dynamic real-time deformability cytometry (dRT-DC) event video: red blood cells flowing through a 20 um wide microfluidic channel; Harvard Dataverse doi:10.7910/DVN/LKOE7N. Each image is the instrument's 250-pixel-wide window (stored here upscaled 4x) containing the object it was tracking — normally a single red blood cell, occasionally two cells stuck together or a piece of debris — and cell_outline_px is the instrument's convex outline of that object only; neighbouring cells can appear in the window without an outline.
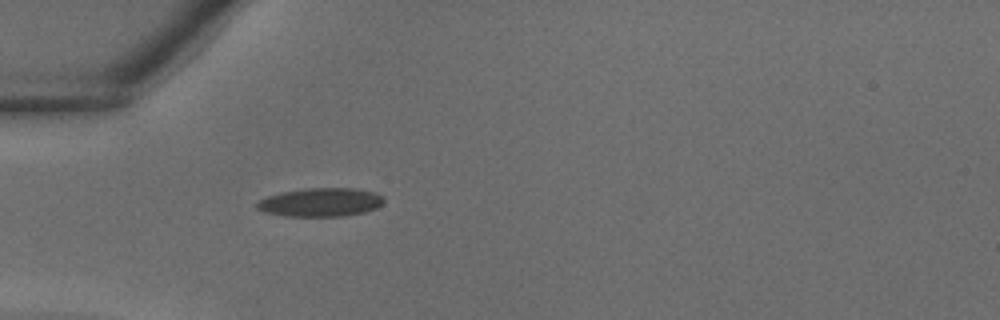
{"species": "common noctule bat (a hibernating species)", "species_latin": "Nyctalus noctula", "temperature_condition": "warm", "stored_images_in_passage": 25, "camera_frame_rate_fps": 3000, "um_per_image_px": 0.085, "animal": {"sex": "male", "body_mass_g": 18.8}, "frame": {"image": 1, "passage_image": 1, "time_ms": 0.0, "image_size_px": [1000, 320], "cell_outline_px": [[384, 200], [376, 208], [364, 212], [344, 216], [284, 216], [264, 212], [256, 208], [256, 204], [260, 200], [268, 196], [280, 192], [308, 188], [352, 188], [372, 192], [380, 196]], "centroid_in_image_um": [27.2, 17.2], "position_along_channel_um": 57.8, "area_um2": 20.92}}
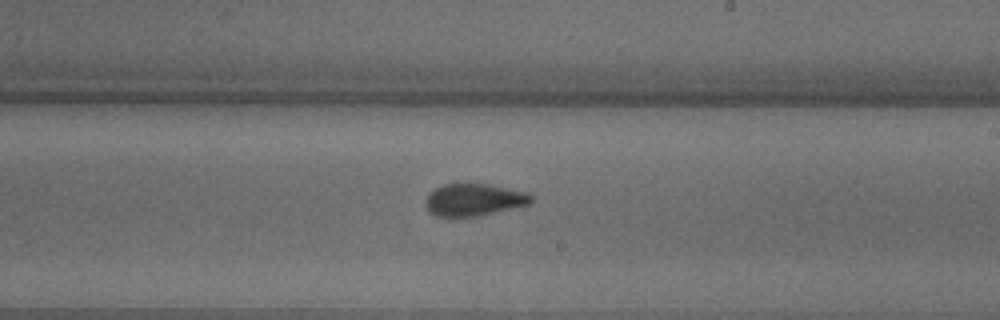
{"frame": {"image": 2, "passage_image": 12, "time_ms": 3.667, "image_size_px": [1000, 320], "cell_outline_px": [[532, 200], [528, 204], [476, 216], [436, 216], [428, 212], [424, 200], [436, 188], [444, 184], [464, 180], [492, 184], [524, 192], [532, 196]], "centroid_in_image_um": [40.22, 16.92], "position_along_channel_um": 248.8, "area_um2": 20.11}}
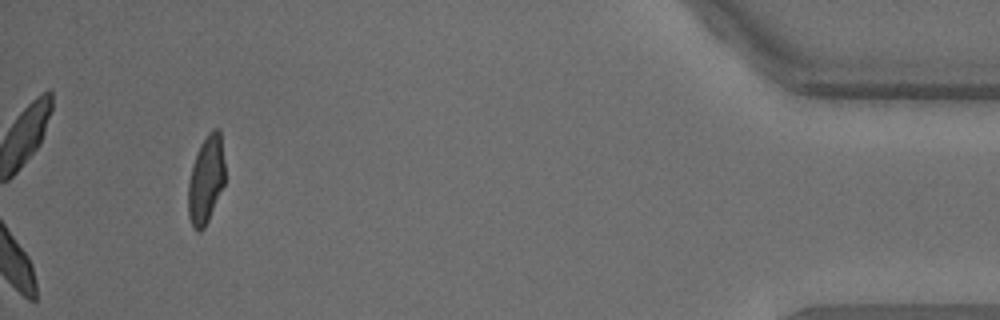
{"frame": {"image": 3, "passage_image": 25, "time_ms": 8.0, "image_size_px": [1000, 320], "cell_outline_px": [[224, 184], [208, 220], [204, 228], [200, 232], [196, 232], [192, 228], [188, 216], [188, 180], [192, 164], [196, 152], [200, 144], [208, 132], [212, 128], [220, 128], [224, 160]], "centroid_in_image_um": [17.49, 15.26], "position_along_channel_um": 417.7, "area_um2": 19.13}}